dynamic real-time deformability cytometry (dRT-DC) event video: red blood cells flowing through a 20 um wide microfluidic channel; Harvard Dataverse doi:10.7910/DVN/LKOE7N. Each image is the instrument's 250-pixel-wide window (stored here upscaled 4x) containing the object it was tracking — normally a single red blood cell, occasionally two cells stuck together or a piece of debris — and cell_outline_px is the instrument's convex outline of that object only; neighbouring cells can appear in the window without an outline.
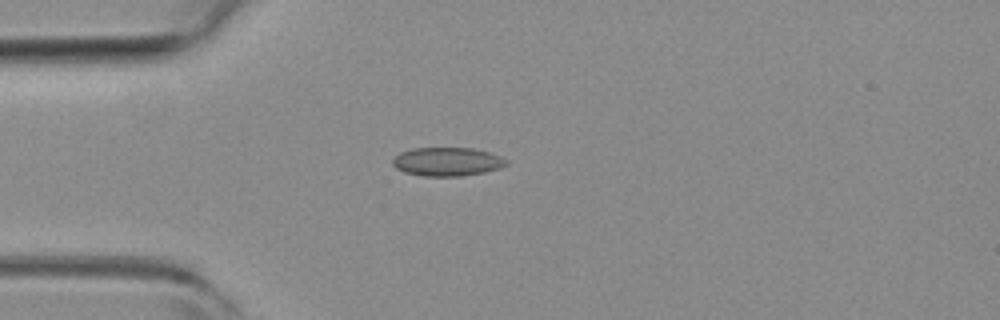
{"species": "common noctule bat (a hibernating species)", "species_latin": "Nyctalus noctula", "temperature_condition": "room temperature", "stored_images_in_passage": 3, "camera_frame_rate_fps": 3000, "um_per_image_px": 0.085, "animal": {"sex": "female", "body_mass_g": 19.3, "forearm_length_mm": 54.1}, "frame": {"image": 1, "passage_image": 3, "time_ms": 0.667, "image_size_px": [1000, 320], "cell_outline_px": [[508, 164], [500, 168], [484, 172], [460, 176], [424, 176], [404, 172], [396, 168], [392, 164], [392, 160], [400, 152], [412, 148], [472, 148], [488, 152], [500, 156], [508, 160]], "centroid_in_image_um": [38.01, 13.74], "position_along_channel_um": 47.0, "area_um2": 18.96}}